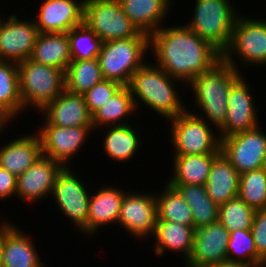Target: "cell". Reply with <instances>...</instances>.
Segmentation results:
<instances>
[{"label": "cell", "instance_id": "cell-34", "mask_svg": "<svg viewBox=\"0 0 266 267\" xmlns=\"http://www.w3.org/2000/svg\"><path fill=\"white\" fill-rule=\"evenodd\" d=\"M72 60L98 58L102 40L84 22L67 32Z\"/></svg>", "mask_w": 266, "mask_h": 267}, {"label": "cell", "instance_id": "cell-7", "mask_svg": "<svg viewBox=\"0 0 266 267\" xmlns=\"http://www.w3.org/2000/svg\"><path fill=\"white\" fill-rule=\"evenodd\" d=\"M234 55L246 67L266 65V19L237 16L230 45L222 53V59L240 71Z\"/></svg>", "mask_w": 266, "mask_h": 267}, {"label": "cell", "instance_id": "cell-11", "mask_svg": "<svg viewBox=\"0 0 266 267\" xmlns=\"http://www.w3.org/2000/svg\"><path fill=\"white\" fill-rule=\"evenodd\" d=\"M261 125L220 139V150L239 174L260 169L266 156V133Z\"/></svg>", "mask_w": 266, "mask_h": 267}, {"label": "cell", "instance_id": "cell-28", "mask_svg": "<svg viewBox=\"0 0 266 267\" xmlns=\"http://www.w3.org/2000/svg\"><path fill=\"white\" fill-rule=\"evenodd\" d=\"M102 141L103 151L108 158L124 162L136 155L141 145L139 131L132 124L106 126Z\"/></svg>", "mask_w": 266, "mask_h": 267}, {"label": "cell", "instance_id": "cell-10", "mask_svg": "<svg viewBox=\"0 0 266 267\" xmlns=\"http://www.w3.org/2000/svg\"><path fill=\"white\" fill-rule=\"evenodd\" d=\"M63 167L58 173L53 186L51 199L65 217L71 220L76 229L87 235L88 207L91 193L84 186V181L76 176L74 169Z\"/></svg>", "mask_w": 266, "mask_h": 267}, {"label": "cell", "instance_id": "cell-16", "mask_svg": "<svg viewBox=\"0 0 266 267\" xmlns=\"http://www.w3.org/2000/svg\"><path fill=\"white\" fill-rule=\"evenodd\" d=\"M229 231L219 222L195 229L193 249L186 267H209L227 260Z\"/></svg>", "mask_w": 266, "mask_h": 267}, {"label": "cell", "instance_id": "cell-33", "mask_svg": "<svg viewBox=\"0 0 266 267\" xmlns=\"http://www.w3.org/2000/svg\"><path fill=\"white\" fill-rule=\"evenodd\" d=\"M163 188L161 194L156 193L157 220L194 226L191 208L180 193L168 183H165Z\"/></svg>", "mask_w": 266, "mask_h": 267}, {"label": "cell", "instance_id": "cell-9", "mask_svg": "<svg viewBox=\"0 0 266 267\" xmlns=\"http://www.w3.org/2000/svg\"><path fill=\"white\" fill-rule=\"evenodd\" d=\"M83 22L103 43L111 40L149 37L131 22L118 0H85Z\"/></svg>", "mask_w": 266, "mask_h": 267}, {"label": "cell", "instance_id": "cell-15", "mask_svg": "<svg viewBox=\"0 0 266 267\" xmlns=\"http://www.w3.org/2000/svg\"><path fill=\"white\" fill-rule=\"evenodd\" d=\"M253 99L249 84L241 76L230 89L226 121L218 130L220 139L251 130L260 125L259 111Z\"/></svg>", "mask_w": 266, "mask_h": 267}, {"label": "cell", "instance_id": "cell-23", "mask_svg": "<svg viewBox=\"0 0 266 267\" xmlns=\"http://www.w3.org/2000/svg\"><path fill=\"white\" fill-rule=\"evenodd\" d=\"M124 13L148 35L162 27L170 12L171 0H118ZM163 22V24H162Z\"/></svg>", "mask_w": 266, "mask_h": 267}, {"label": "cell", "instance_id": "cell-30", "mask_svg": "<svg viewBox=\"0 0 266 267\" xmlns=\"http://www.w3.org/2000/svg\"><path fill=\"white\" fill-rule=\"evenodd\" d=\"M174 187L190 206L194 228L218 221L219 205L214 203L203 185H170Z\"/></svg>", "mask_w": 266, "mask_h": 267}, {"label": "cell", "instance_id": "cell-39", "mask_svg": "<svg viewBox=\"0 0 266 267\" xmlns=\"http://www.w3.org/2000/svg\"><path fill=\"white\" fill-rule=\"evenodd\" d=\"M251 233L257 254L266 259V208L256 210Z\"/></svg>", "mask_w": 266, "mask_h": 267}, {"label": "cell", "instance_id": "cell-35", "mask_svg": "<svg viewBox=\"0 0 266 267\" xmlns=\"http://www.w3.org/2000/svg\"><path fill=\"white\" fill-rule=\"evenodd\" d=\"M256 210L239 196L219 205L218 221L229 231L251 230Z\"/></svg>", "mask_w": 266, "mask_h": 267}, {"label": "cell", "instance_id": "cell-5", "mask_svg": "<svg viewBox=\"0 0 266 267\" xmlns=\"http://www.w3.org/2000/svg\"><path fill=\"white\" fill-rule=\"evenodd\" d=\"M148 49L149 37L104 42L98 56L104 79L128 86L132 75L147 62Z\"/></svg>", "mask_w": 266, "mask_h": 267}, {"label": "cell", "instance_id": "cell-41", "mask_svg": "<svg viewBox=\"0 0 266 267\" xmlns=\"http://www.w3.org/2000/svg\"><path fill=\"white\" fill-rule=\"evenodd\" d=\"M209 267H251V266L244 264V263H240V262L225 260L219 264L212 265Z\"/></svg>", "mask_w": 266, "mask_h": 267}, {"label": "cell", "instance_id": "cell-20", "mask_svg": "<svg viewBox=\"0 0 266 267\" xmlns=\"http://www.w3.org/2000/svg\"><path fill=\"white\" fill-rule=\"evenodd\" d=\"M109 186V187H108ZM91 192L88 207L87 236H95L101 227L118 222L125 191L108 185Z\"/></svg>", "mask_w": 266, "mask_h": 267}, {"label": "cell", "instance_id": "cell-27", "mask_svg": "<svg viewBox=\"0 0 266 267\" xmlns=\"http://www.w3.org/2000/svg\"><path fill=\"white\" fill-rule=\"evenodd\" d=\"M220 153L192 154L174 156L173 175L167 181L169 185L205 186L213 160Z\"/></svg>", "mask_w": 266, "mask_h": 267}, {"label": "cell", "instance_id": "cell-21", "mask_svg": "<svg viewBox=\"0 0 266 267\" xmlns=\"http://www.w3.org/2000/svg\"><path fill=\"white\" fill-rule=\"evenodd\" d=\"M7 221H3L4 267H44L31 237Z\"/></svg>", "mask_w": 266, "mask_h": 267}, {"label": "cell", "instance_id": "cell-12", "mask_svg": "<svg viewBox=\"0 0 266 267\" xmlns=\"http://www.w3.org/2000/svg\"><path fill=\"white\" fill-rule=\"evenodd\" d=\"M93 126L61 127L43 124L36 133L40 137L42 154L63 167H70V159L87 143Z\"/></svg>", "mask_w": 266, "mask_h": 267}, {"label": "cell", "instance_id": "cell-29", "mask_svg": "<svg viewBox=\"0 0 266 267\" xmlns=\"http://www.w3.org/2000/svg\"><path fill=\"white\" fill-rule=\"evenodd\" d=\"M136 114L137 110L128 86H122L109 101L103 104L92 115V126L95 131L100 126H115L129 124L127 116ZM126 120H125V119Z\"/></svg>", "mask_w": 266, "mask_h": 267}, {"label": "cell", "instance_id": "cell-25", "mask_svg": "<svg viewBox=\"0 0 266 267\" xmlns=\"http://www.w3.org/2000/svg\"><path fill=\"white\" fill-rule=\"evenodd\" d=\"M239 176L238 171L222 153L213 160L205 187L214 203L221 205L238 196Z\"/></svg>", "mask_w": 266, "mask_h": 267}, {"label": "cell", "instance_id": "cell-14", "mask_svg": "<svg viewBox=\"0 0 266 267\" xmlns=\"http://www.w3.org/2000/svg\"><path fill=\"white\" fill-rule=\"evenodd\" d=\"M137 193L125 192L117 224L136 236L135 239L149 238L155 232L158 219L156 194H143L138 190Z\"/></svg>", "mask_w": 266, "mask_h": 267}, {"label": "cell", "instance_id": "cell-2", "mask_svg": "<svg viewBox=\"0 0 266 267\" xmlns=\"http://www.w3.org/2000/svg\"><path fill=\"white\" fill-rule=\"evenodd\" d=\"M175 82L183 85L181 80L169 76L155 63L147 61L132 75L128 84L136 110L143 104L148 110L150 108L166 117V120L185 112L187 108Z\"/></svg>", "mask_w": 266, "mask_h": 267}, {"label": "cell", "instance_id": "cell-1", "mask_svg": "<svg viewBox=\"0 0 266 267\" xmlns=\"http://www.w3.org/2000/svg\"><path fill=\"white\" fill-rule=\"evenodd\" d=\"M149 48L156 65L184 85L207 72L222 59V54L186 24L161 27L149 35Z\"/></svg>", "mask_w": 266, "mask_h": 267}, {"label": "cell", "instance_id": "cell-6", "mask_svg": "<svg viewBox=\"0 0 266 267\" xmlns=\"http://www.w3.org/2000/svg\"><path fill=\"white\" fill-rule=\"evenodd\" d=\"M23 107L40 111L65 90V71L27 59L17 63Z\"/></svg>", "mask_w": 266, "mask_h": 267}, {"label": "cell", "instance_id": "cell-38", "mask_svg": "<svg viewBox=\"0 0 266 267\" xmlns=\"http://www.w3.org/2000/svg\"><path fill=\"white\" fill-rule=\"evenodd\" d=\"M122 87L118 82L103 80L83 94L89 112L93 115Z\"/></svg>", "mask_w": 266, "mask_h": 267}, {"label": "cell", "instance_id": "cell-8", "mask_svg": "<svg viewBox=\"0 0 266 267\" xmlns=\"http://www.w3.org/2000/svg\"><path fill=\"white\" fill-rule=\"evenodd\" d=\"M195 113L187 109L169 119L172 121L169 131L174 156L221 153L219 135H215L213 127Z\"/></svg>", "mask_w": 266, "mask_h": 267}, {"label": "cell", "instance_id": "cell-3", "mask_svg": "<svg viewBox=\"0 0 266 267\" xmlns=\"http://www.w3.org/2000/svg\"><path fill=\"white\" fill-rule=\"evenodd\" d=\"M242 76L240 71L221 59L210 70L194 77L188 84L194 93L197 116L218 131L226 121L227 103L232 85ZM207 117V118H206ZM211 123V124H210Z\"/></svg>", "mask_w": 266, "mask_h": 267}, {"label": "cell", "instance_id": "cell-36", "mask_svg": "<svg viewBox=\"0 0 266 267\" xmlns=\"http://www.w3.org/2000/svg\"><path fill=\"white\" fill-rule=\"evenodd\" d=\"M227 260L262 267L263 259L257 254L251 230L229 232Z\"/></svg>", "mask_w": 266, "mask_h": 267}, {"label": "cell", "instance_id": "cell-13", "mask_svg": "<svg viewBox=\"0 0 266 267\" xmlns=\"http://www.w3.org/2000/svg\"><path fill=\"white\" fill-rule=\"evenodd\" d=\"M39 30L33 19L21 20L16 14L0 17V60L22 62L30 58Z\"/></svg>", "mask_w": 266, "mask_h": 267}, {"label": "cell", "instance_id": "cell-32", "mask_svg": "<svg viewBox=\"0 0 266 267\" xmlns=\"http://www.w3.org/2000/svg\"><path fill=\"white\" fill-rule=\"evenodd\" d=\"M103 80L98 58L72 60L65 71V89L76 94L83 95Z\"/></svg>", "mask_w": 266, "mask_h": 267}, {"label": "cell", "instance_id": "cell-19", "mask_svg": "<svg viewBox=\"0 0 266 267\" xmlns=\"http://www.w3.org/2000/svg\"><path fill=\"white\" fill-rule=\"evenodd\" d=\"M44 124L61 127L92 126V115L84 96L64 90L52 102L46 104L39 113Z\"/></svg>", "mask_w": 266, "mask_h": 267}, {"label": "cell", "instance_id": "cell-26", "mask_svg": "<svg viewBox=\"0 0 266 267\" xmlns=\"http://www.w3.org/2000/svg\"><path fill=\"white\" fill-rule=\"evenodd\" d=\"M29 59L66 71L72 61L67 32L39 33Z\"/></svg>", "mask_w": 266, "mask_h": 267}, {"label": "cell", "instance_id": "cell-43", "mask_svg": "<svg viewBox=\"0 0 266 267\" xmlns=\"http://www.w3.org/2000/svg\"><path fill=\"white\" fill-rule=\"evenodd\" d=\"M0 267H4V264H3V222L0 223Z\"/></svg>", "mask_w": 266, "mask_h": 267}, {"label": "cell", "instance_id": "cell-22", "mask_svg": "<svg viewBox=\"0 0 266 267\" xmlns=\"http://www.w3.org/2000/svg\"><path fill=\"white\" fill-rule=\"evenodd\" d=\"M41 154L39 135L25 133L20 138L0 146V167L18 177L33 165Z\"/></svg>", "mask_w": 266, "mask_h": 267}, {"label": "cell", "instance_id": "cell-4", "mask_svg": "<svg viewBox=\"0 0 266 267\" xmlns=\"http://www.w3.org/2000/svg\"><path fill=\"white\" fill-rule=\"evenodd\" d=\"M192 19L186 25L221 54L230 45L239 15L230 0H195Z\"/></svg>", "mask_w": 266, "mask_h": 267}, {"label": "cell", "instance_id": "cell-17", "mask_svg": "<svg viewBox=\"0 0 266 267\" xmlns=\"http://www.w3.org/2000/svg\"><path fill=\"white\" fill-rule=\"evenodd\" d=\"M62 168L61 164L41 154L33 165L17 177L15 196L28 203L51 196L55 179Z\"/></svg>", "mask_w": 266, "mask_h": 267}, {"label": "cell", "instance_id": "cell-37", "mask_svg": "<svg viewBox=\"0 0 266 267\" xmlns=\"http://www.w3.org/2000/svg\"><path fill=\"white\" fill-rule=\"evenodd\" d=\"M238 196L255 210L266 208V173L262 168L240 174Z\"/></svg>", "mask_w": 266, "mask_h": 267}, {"label": "cell", "instance_id": "cell-18", "mask_svg": "<svg viewBox=\"0 0 266 267\" xmlns=\"http://www.w3.org/2000/svg\"><path fill=\"white\" fill-rule=\"evenodd\" d=\"M85 0H43L34 19L39 33L68 32L83 23Z\"/></svg>", "mask_w": 266, "mask_h": 267}, {"label": "cell", "instance_id": "cell-31", "mask_svg": "<svg viewBox=\"0 0 266 267\" xmlns=\"http://www.w3.org/2000/svg\"><path fill=\"white\" fill-rule=\"evenodd\" d=\"M0 108L12 120L25 110L20 96L16 62L0 60Z\"/></svg>", "mask_w": 266, "mask_h": 267}, {"label": "cell", "instance_id": "cell-24", "mask_svg": "<svg viewBox=\"0 0 266 267\" xmlns=\"http://www.w3.org/2000/svg\"><path fill=\"white\" fill-rule=\"evenodd\" d=\"M195 228L166 220H157L153 237L154 252L158 256H163L169 251L181 252L184 255L185 263L191 256L193 249ZM166 250V251H165Z\"/></svg>", "mask_w": 266, "mask_h": 267}, {"label": "cell", "instance_id": "cell-40", "mask_svg": "<svg viewBox=\"0 0 266 267\" xmlns=\"http://www.w3.org/2000/svg\"><path fill=\"white\" fill-rule=\"evenodd\" d=\"M17 177L0 167V200L16 195Z\"/></svg>", "mask_w": 266, "mask_h": 267}, {"label": "cell", "instance_id": "cell-42", "mask_svg": "<svg viewBox=\"0 0 266 267\" xmlns=\"http://www.w3.org/2000/svg\"><path fill=\"white\" fill-rule=\"evenodd\" d=\"M11 121L12 119L0 108V135L2 131L4 132L7 123Z\"/></svg>", "mask_w": 266, "mask_h": 267}, {"label": "cell", "instance_id": "cell-44", "mask_svg": "<svg viewBox=\"0 0 266 267\" xmlns=\"http://www.w3.org/2000/svg\"><path fill=\"white\" fill-rule=\"evenodd\" d=\"M262 169L266 173V156L264 157V162H263Z\"/></svg>", "mask_w": 266, "mask_h": 267}]
</instances>
